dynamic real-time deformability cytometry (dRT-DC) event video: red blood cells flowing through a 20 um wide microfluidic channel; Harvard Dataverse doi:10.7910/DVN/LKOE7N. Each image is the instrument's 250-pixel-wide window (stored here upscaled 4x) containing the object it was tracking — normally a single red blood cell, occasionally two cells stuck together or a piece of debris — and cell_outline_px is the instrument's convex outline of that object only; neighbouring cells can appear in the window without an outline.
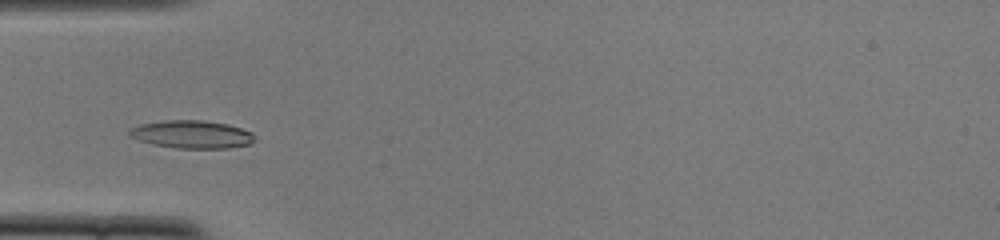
{"species": "common noctule bat (a hibernating species)", "species_latin": "Nyctalus noctula", "temperature_condition": "cold", "stored_images_in_passage": 44, "camera_frame_rate_fps": 3000, "um_per_image_px": 0.085, "animal": {"sex": "female", "body_mass_g": 22.0, "forearm_length_mm": 56.7}, "frame": {"image": 1, "passage_image": 9, "time_ms": 2.667, "image_size_px": [1000, 240], "cell_outline_px": [[256, 136], [252, 144], [228, 148], [176, 148], [152, 144], [128, 136], [128, 132], [132, 128], [140, 124], [164, 120], [204, 120], [228, 124], [252, 132]], "centroid_in_image_um": [16.33, 11.42], "position_along_channel_um": 68.7, "area_um2": 20.46}}
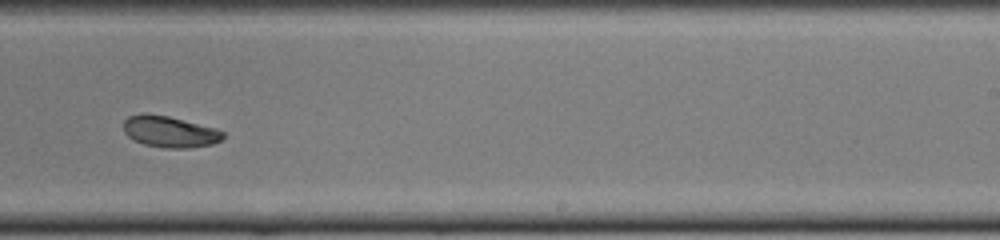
{"frame": {"image": 2, "passage_image": 25, "time_ms": 8.0, "image_size_px": [1000, 240], "cell_outline_px": [[224, 136], [220, 140], [212, 144], [188, 148], [164, 148], [144, 144], [132, 140], [124, 132], [124, 120], [128, 116], [140, 112], [144, 112], [168, 116], [216, 128], [224, 132]], "centroid_in_image_um": [14.38, 11.18], "position_along_channel_um": 274.6, "area_um2": 18.32}}
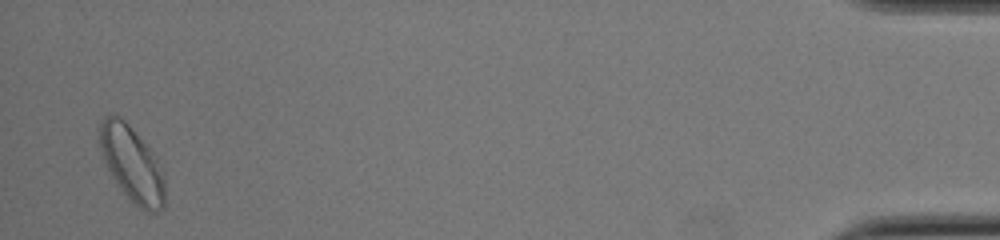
{"frame": {"image": 3, "passage_image": 43, "time_ms": 14.0, "image_size_px": [1000, 240], "cell_outline_px": [[164, 208], [156, 212], [144, 212], [120, 188], [112, 176], [104, 160], [100, 148], [100, 120], [104, 116], [120, 116], [128, 124], [148, 148], [156, 160], [164, 176]], "centroid_in_image_um": [11.21, 13.96], "position_along_channel_um": 424.0, "area_um2": 27.86}, "authors_computed_cell_mechanics": {"area_um2": 18.7272, "velocity_mm_per_s": 3.8763, "shape_relaxation_time_tau1_ms": 3.1162, "shape_relaxation_time_tau2_ms": 2.9082, "deformation_change_tau1": 0.1354, "deformation_change_tau2": 0.0698}}